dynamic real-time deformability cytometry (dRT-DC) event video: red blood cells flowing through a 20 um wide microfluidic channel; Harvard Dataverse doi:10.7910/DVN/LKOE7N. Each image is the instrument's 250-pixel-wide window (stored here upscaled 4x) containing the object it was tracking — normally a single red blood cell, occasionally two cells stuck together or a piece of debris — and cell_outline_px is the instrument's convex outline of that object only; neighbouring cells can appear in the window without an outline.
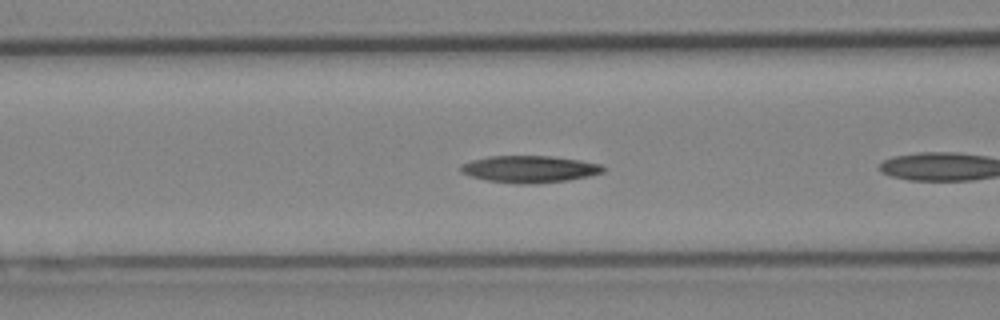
{"species": "Egyptian fruit bat (a non-hibernating species)", "species_latin": "Rousettus aegyptiacus", "temperature_condition": "cold", "stored_images_in_passage": 8, "camera_frame_rate_fps": 3000, "um_per_image_px": 0.085, "animal": {"sex": "female"}, "frame": {"image": 1, "passage_image": 7, "time_ms": 2.0, "image_size_px": [1000, 320], "cell_outline_px": [[604, 172], [588, 176], [568, 180], [536, 184], [516, 184], [484, 180], [460, 172], [460, 164], [472, 160], [488, 156], [552, 156], [580, 160], [600, 164], [604, 168]], "centroid_in_image_um": [44.98, 14.38], "position_along_channel_um": 121.6, "area_um2": 22.48}}